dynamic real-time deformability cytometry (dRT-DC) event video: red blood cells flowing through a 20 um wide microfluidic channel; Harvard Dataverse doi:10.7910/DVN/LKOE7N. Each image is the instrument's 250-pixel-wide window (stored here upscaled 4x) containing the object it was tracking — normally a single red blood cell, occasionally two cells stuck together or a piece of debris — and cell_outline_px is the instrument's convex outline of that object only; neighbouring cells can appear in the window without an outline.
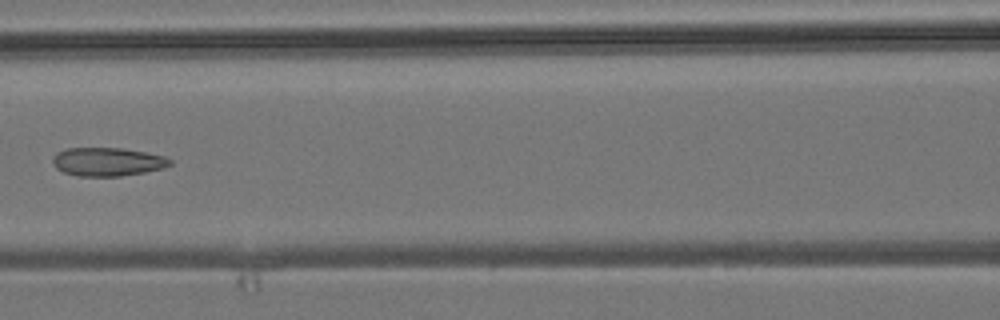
{"species": "common noctule bat (a hibernating species)", "species_latin": "Nyctalus noctula", "temperature_condition": "room temperature", "stored_images_in_passage": 6, "camera_frame_rate_fps": 3000, "um_per_image_px": 0.085, "animal": {"sex": "male", "body_mass_g": 19.2, "forearm_length_mm": 51.8}, "frame": {"image": 1, "passage_image": 6, "time_ms": 5.667, "image_size_px": [1000, 320], "cell_outline_px": [[172, 164], [164, 168], [144, 172], [120, 176], [76, 176], [64, 172], [56, 168], [52, 164], [52, 156], [56, 152], [68, 148], [124, 148], [164, 156], [172, 160]], "centroid_in_image_um": [9.11, 13.75], "position_along_channel_um": 157.5, "area_um2": 19.59}}